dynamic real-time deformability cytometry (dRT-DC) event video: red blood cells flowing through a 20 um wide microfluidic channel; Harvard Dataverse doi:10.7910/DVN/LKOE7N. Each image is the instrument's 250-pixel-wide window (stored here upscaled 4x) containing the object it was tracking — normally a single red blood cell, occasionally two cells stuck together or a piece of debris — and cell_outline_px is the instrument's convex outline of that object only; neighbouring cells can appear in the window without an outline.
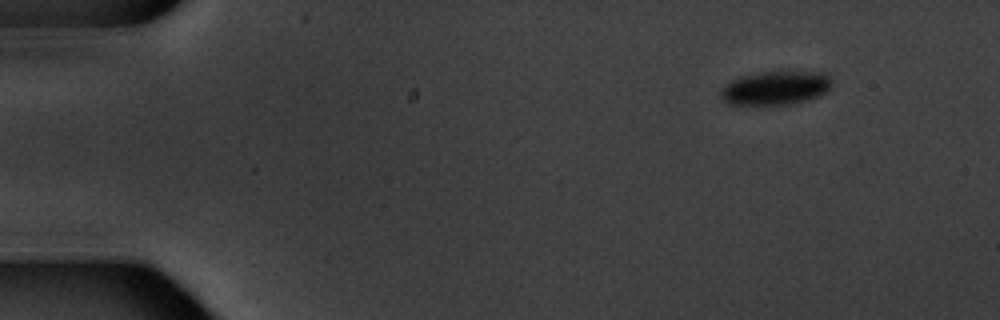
{"species": "common noctule bat (a hibernating species)", "species_latin": "Nyctalus noctula", "temperature_condition": "warm", "stored_images_in_passage": 10, "camera_frame_rate_fps": 3000, "um_per_image_px": 0.085, "animal": {"sex": "male", "body_mass_g": 20.1, "forearm_length_mm": 53.5}, "frame": {"image": 1, "passage_image": 1, "time_ms": 0.0, "image_size_px": [1000, 320], "cell_outline_px": [[832, 84], [820, 96], [792, 104], [728, 104], [720, 96], [720, 88], [724, 84], [740, 76], [760, 72], [788, 68], [828, 72], [832, 80]], "centroid_in_image_um": [65.98, 7.4], "position_along_channel_um": 19.0, "area_um2": 22.89}}
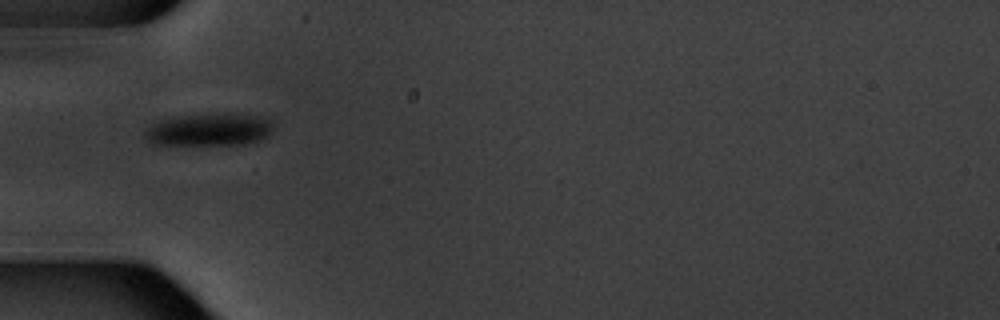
{"frame": {"image": 2, "passage_image": 5, "time_ms": 4.333, "image_size_px": [1000, 320], "cell_outline_px": [[272, 132], [268, 136], [260, 140], [248, 144], [152, 144], [144, 136], [144, 132], [152, 124], [160, 120], [184, 116], [216, 112], [240, 112], [264, 116], [272, 120]], "centroid_in_image_um": [17.89, 10.98], "position_along_channel_um": 67.1, "area_um2": 24.85}}
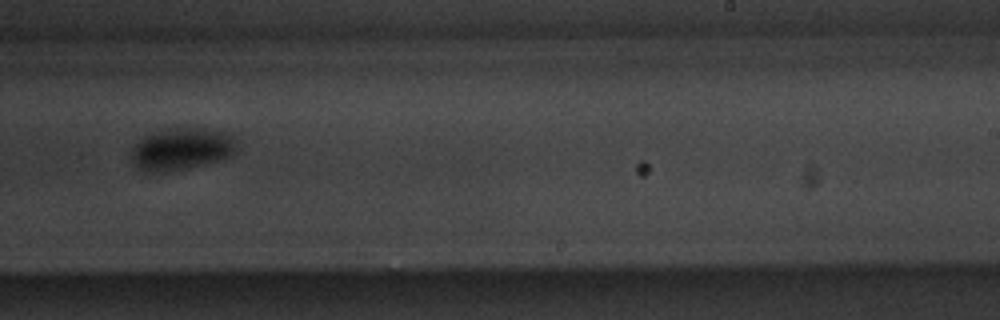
{"frame": {"image": 3, "passage_image": 10, "time_ms": 10.333, "image_size_px": [1000, 320], "cell_outline_px": [[236, 152], [220, 160], [184, 168], [140, 168], [132, 160], [132, 148], [144, 136], [152, 132], [168, 128], [200, 128], [228, 132], [236, 136]], "centroid_in_image_um": [15.53, 12.57], "position_along_channel_um": 273.5, "area_um2": 24.85}}